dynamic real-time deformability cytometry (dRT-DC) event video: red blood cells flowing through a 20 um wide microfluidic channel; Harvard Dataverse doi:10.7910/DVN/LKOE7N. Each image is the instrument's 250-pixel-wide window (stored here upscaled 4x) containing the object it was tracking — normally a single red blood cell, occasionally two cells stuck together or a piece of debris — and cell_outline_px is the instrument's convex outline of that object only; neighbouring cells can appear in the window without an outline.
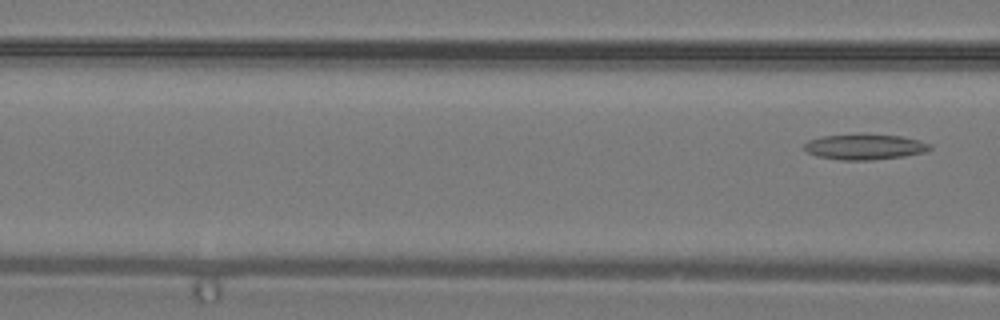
{"species": "common noctule bat (a hibernating species)", "species_latin": "Nyctalus noctula", "temperature_condition": "warm", "stored_images_in_passage": 5, "camera_frame_rate_fps": 3000, "um_per_image_px": 0.085, "animal": {"sex": "male", "body_mass_g": 19.2, "forearm_length_mm": 51.8}, "frame": {"image": 1, "passage_image": 5, "time_ms": 1.333, "image_size_px": [1000, 320], "cell_outline_px": [[932, 148], [924, 152], [904, 156], [872, 160], [840, 160], [816, 156], [808, 152], [804, 148], [804, 144], [808, 140], [820, 136], [900, 136], [920, 140], [928, 144]], "centroid_in_image_um": [73.47, 12.51], "position_along_channel_um": 93.1, "area_um2": 18.03}}